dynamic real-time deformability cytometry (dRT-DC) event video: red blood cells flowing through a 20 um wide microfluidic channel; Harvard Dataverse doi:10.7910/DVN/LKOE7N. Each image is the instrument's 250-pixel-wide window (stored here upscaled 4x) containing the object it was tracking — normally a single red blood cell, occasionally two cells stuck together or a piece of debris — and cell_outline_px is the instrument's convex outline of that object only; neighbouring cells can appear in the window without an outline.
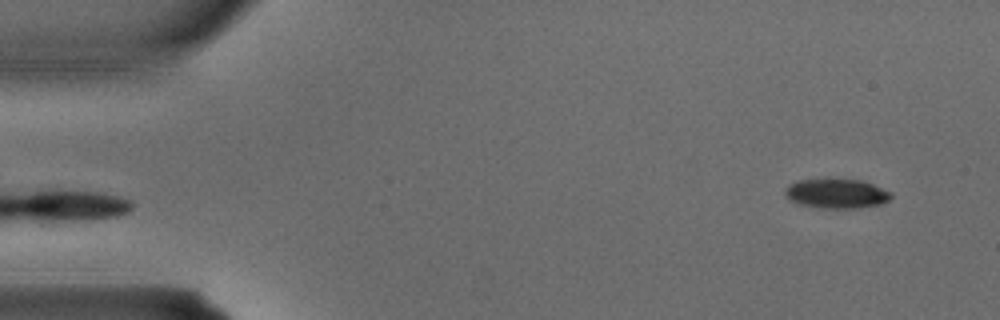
{"species": "common noctule bat (a hibernating species)", "species_latin": "Nyctalus noctula", "temperature_condition": "warm", "stored_images_in_passage": 3, "segment_of_instrument_passage": [2, 2], "camera_frame_rate_fps": 3000, "um_per_image_px": 0.085, "animal": {"sex": "male", "body_mass_g": 15.6}, "frame": {"image": 1, "passage_image": 3, "time_ms": 0.667, "image_size_px": [1000, 320], "cell_outline_px": [[892, 196], [888, 200], [880, 204], [856, 208], [820, 208], [800, 204], [792, 200], [784, 192], [784, 188], [788, 184], [796, 180], [824, 176], [860, 180], [872, 184], [892, 192]], "centroid_in_image_um": [71.06, 16.4], "position_along_channel_um": 13.9, "area_um2": 18.84}}